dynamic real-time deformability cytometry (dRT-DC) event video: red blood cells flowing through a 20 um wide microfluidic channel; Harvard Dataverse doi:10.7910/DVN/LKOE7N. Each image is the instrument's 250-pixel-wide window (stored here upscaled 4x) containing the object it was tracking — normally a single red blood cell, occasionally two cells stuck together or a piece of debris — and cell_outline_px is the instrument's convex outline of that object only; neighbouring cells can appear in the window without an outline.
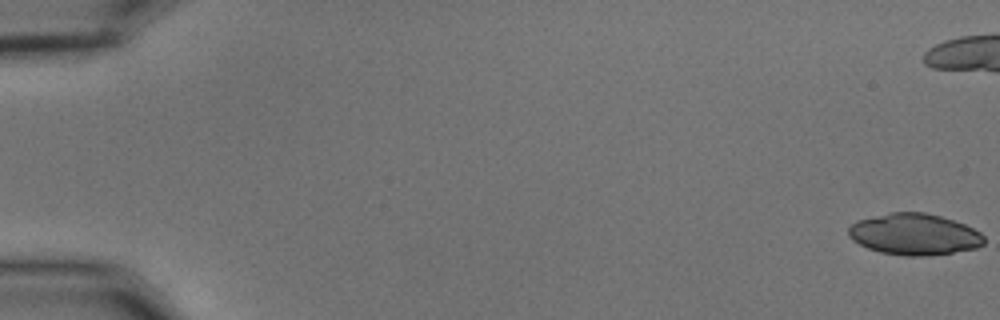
{"species": "common noctule bat (a hibernating species)", "species_latin": "Nyctalus noctula", "temperature_condition": "cold", "stored_images_in_passage": 57, "camera_frame_rate_fps": 3000, "um_per_image_px": 0.085, "animal": {"sex": "male", "body_mass_g": 15.6}, "frame": {"image": 1, "passage_image": 1, "time_ms": 0.0, "image_size_px": [1000, 320], "cell_outline_px": [[984, 244], [976, 248], [928, 256], [904, 256], [880, 252], [868, 248], [852, 240], [848, 236], [848, 228], [856, 220], [892, 212], [924, 212], [940, 216], [964, 224], [980, 232], [984, 236]], "centroid_in_image_um": [77.7, 19.92], "position_along_channel_um": 7.3, "area_um2": 32.66}}